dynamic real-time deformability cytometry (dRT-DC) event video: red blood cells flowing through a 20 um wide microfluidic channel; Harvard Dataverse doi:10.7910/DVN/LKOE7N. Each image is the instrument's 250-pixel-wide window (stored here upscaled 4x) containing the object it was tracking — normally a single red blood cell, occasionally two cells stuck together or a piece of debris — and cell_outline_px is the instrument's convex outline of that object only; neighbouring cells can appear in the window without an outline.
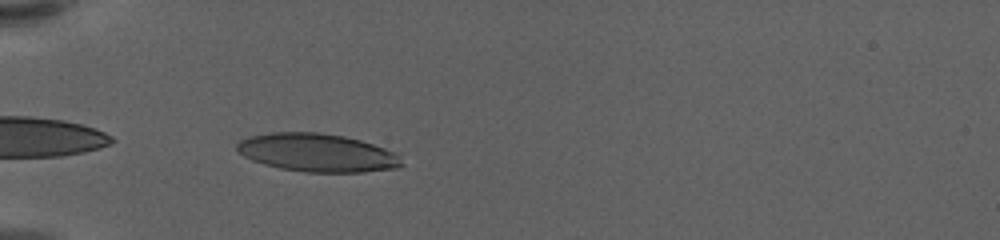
{"species": "human", "species_latin": "Homo sapiens", "temperature_condition": "warm", "stored_images_in_passage": 39, "camera_frame_rate_fps": 3000, "um_per_image_px": 0.085, "donor": {"sex": "female"}, "frame": {"image": 1, "passage_image": 2, "time_ms": 0.333, "image_size_px": [1000, 240], "cell_outline_px": [[404, 164], [396, 168], [364, 172], [304, 172], [280, 168], [264, 164], [252, 160], [244, 156], [236, 148], [236, 144], [240, 140], [252, 136], [272, 132], [316, 132], [344, 136], [360, 140], [396, 152], [400, 156]], "centroid_in_image_um": [26.98, 12.98], "position_along_channel_um": 58.0, "area_um2": 36.59}}
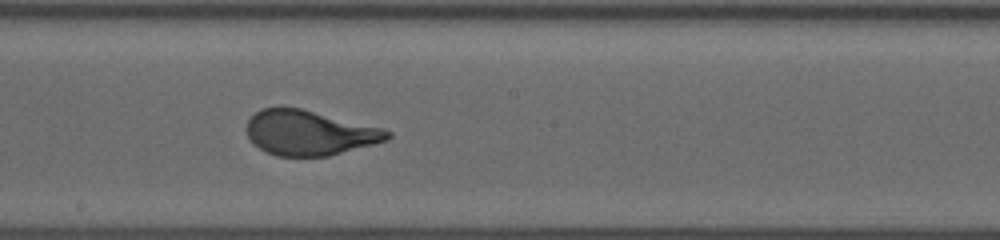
{"frame": {"image": 2, "passage_image": 17, "time_ms": 5.333, "image_size_px": [1000, 240], "cell_outline_px": [[392, 136], [388, 140], [328, 156], [276, 156], [264, 152], [252, 144], [244, 128], [248, 120], [260, 108], [300, 108], [384, 128], [392, 132]], "centroid_in_image_um": [26.27, 11.3], "position_along_channel_um": 221.9, "area_um2": 36.99}}
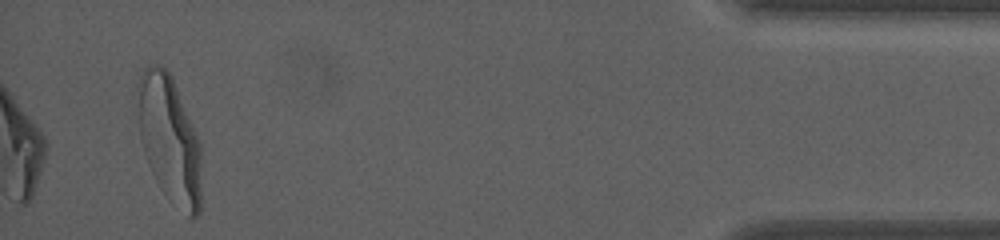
{"frame": {"image": 3, "passage_image": 39, "time_ms": 12.667, "image_size_px": [1000, 240], "cell_outline_px": [[200, 212], [196, 216], [188, 216], [160, 188], [148, 164], [140, 140], [136, 88], [140, 76], [144, 68], [148, 64], [160, 64], [168, 72], [172, 80], [200, 144]], "centroid_in_image_um": [14.36, 11.81], "position_along_channel_um": 420.8, "area_um2": 46.18}, "authors_computed_cell_mechanics": {"area_um2": 37.3966, "velocity_mm_per_s": 3.5753, "shape_relaxation_time_tau1_ms": 4.3448, "shape_relaxation_time_tau2_ms": null, "deformation_change_tau1": 0.2267, "deformation_change_tau2": null}}